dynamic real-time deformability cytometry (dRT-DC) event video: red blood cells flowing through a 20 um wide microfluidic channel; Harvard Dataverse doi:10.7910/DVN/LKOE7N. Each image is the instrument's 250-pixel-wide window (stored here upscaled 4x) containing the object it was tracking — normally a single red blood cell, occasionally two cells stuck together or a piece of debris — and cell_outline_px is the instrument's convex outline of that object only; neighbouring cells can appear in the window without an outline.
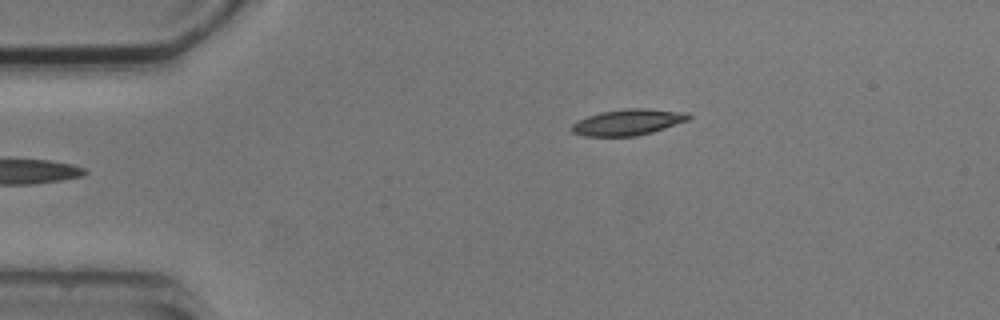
{"species": "common noctule bat (a hibernating species)", "species_latin": "Nyctalus noctula", "temperature_condition": "cold", "stored_images_in_passage": 5, "camera_frame_rate_fps": 3000, "um_per_image_px": 0.085, "animal": {"sex": "male", "body_mass_g": 20.5, "forearm_length_mm": 52.5}, "frame": {"image": 1, "passage_image": 5, "time_ms": 5.667, "image_size_px": [1000, 320], "cell_outline_px": [[692, 116], [688, 120], [652, 132], [636, 136], [584, 136], [572, 132], [572, 124], [576, 120], [600, 112], [624, 108], [644, 108], [688, 112]], "centroid_in_image_um": [53.37, 10.37], "position_along_channel_um": 31.6, "area_um2": 17.8}}